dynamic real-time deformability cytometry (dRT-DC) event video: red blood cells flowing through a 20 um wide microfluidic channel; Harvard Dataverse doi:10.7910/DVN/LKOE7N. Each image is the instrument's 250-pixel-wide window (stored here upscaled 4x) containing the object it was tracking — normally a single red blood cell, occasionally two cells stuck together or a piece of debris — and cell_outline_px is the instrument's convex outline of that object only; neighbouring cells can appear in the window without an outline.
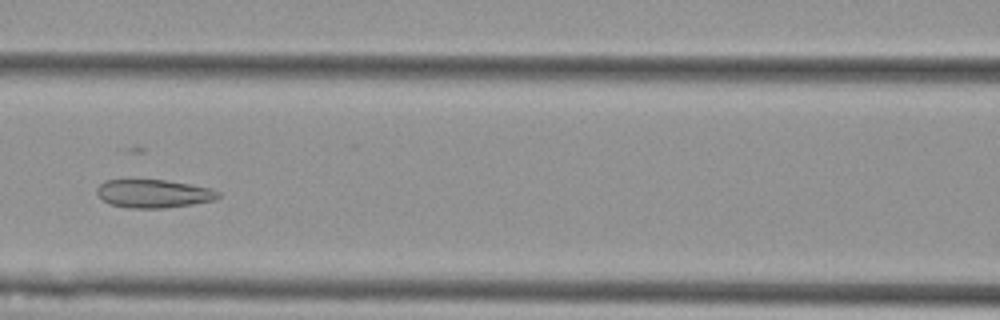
{"species": "Egyptian fruit bat (a non-hibernating species)", "species_latin": "Rousettus aegyptiacus", "temperature_condition": "cold", "stored_images_in_passage": 8, "camera_frame_rate_fps": 3000, "um_per_image_px": 0.085, "animal": {"sex": "female"}, "frame": {"image": 1, "passage_image": 5, "time_ms": 1.333, "image_size_px": [1000, 320], "cell_outline_px": [[220, 196], [212, 200], [192, 204], [164, 208], [128, 208], [108, 204], [96, 192], [96, 188], [104, 180], [164, 180], [212, 188], [220, 192]], "centroid_in_image_um": [13.03, 16.46], "position_along_channel_um": 153.6, "area_um2": 19.88}}
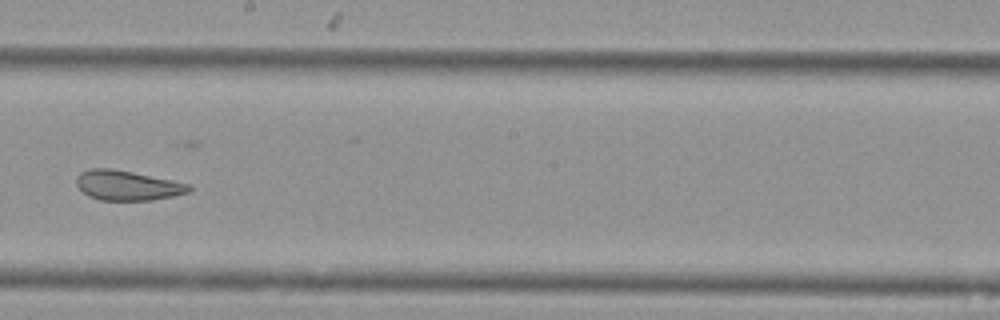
{"frame": {"image": 2, "passage_image": 7, "time_ms": 2.0, "image_size_px": [1000, 320], "cell_outline_px": [[192, 188], [188, 192], [172, 196], [152, 200], [100, 200], [88, 196], [76, 184], [76, 176], [80, 172], [88, 168], [108, 168], [132, 172], [188, 184]], "centroid_in_image_um": [10.76, 15.76], "position_along_channel_um": 237.4, "area_um2": 19.31}}
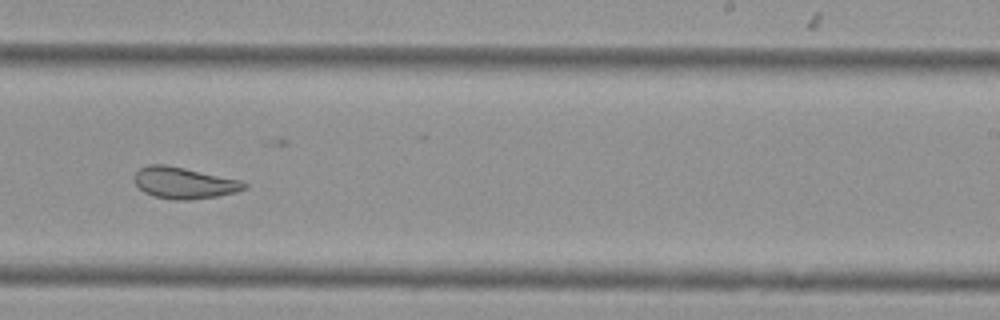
{"frame": {"image": 3, "passage_image": 8, "time_ms": 2.333, "image_size_px": [1000, 320], "cell_outline_px": [[248, 188], [236, 192], [216, 196], [188, 200], [176, 200], [156, 196], [144, 192], [136, 184], [136, 172], [140, 168], [148, 164], [164, 164], [244, 180], [248, 184]], "centroid_in_image_um": [15.71, 15.54], "position_along_channel_um": 273.3, "area_um2": 20.06}}